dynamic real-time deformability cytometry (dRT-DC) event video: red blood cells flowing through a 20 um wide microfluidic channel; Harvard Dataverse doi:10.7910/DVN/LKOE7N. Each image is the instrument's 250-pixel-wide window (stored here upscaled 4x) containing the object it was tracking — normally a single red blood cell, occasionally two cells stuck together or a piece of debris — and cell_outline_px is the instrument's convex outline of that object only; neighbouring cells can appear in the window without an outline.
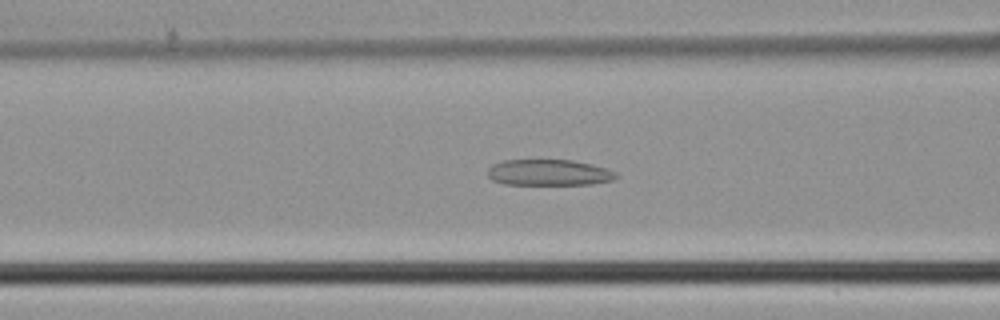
{"species": "common noctule bat (a hibernating species)", "species_latin": "Nyctalus noctula", "temperature_condition": "cold", "stored_images_in_passage": 39, "camera_frame_rate_fps": 3000, "um_per_image_px": 0.085, "animal": {"sex": "male", "body_mass_g": 21.5, "forearm_length_mm": 52.0}, "frame": {"image": 1, "passage_image": 12, "time_ms": 3.667, "image_size_px": [1000, 320], "cell_outline_px": [[616, 176], [612, 180], [592, 184], [504, 184], [492, 180], [488, 176], [488, 168], [492, 164], [504, 160], [572, 160], [592, 164], [616, 172]], "centroid_in_image_um": [46.61, 14.66], "position_along_channel_um": 120.0, "area_um2": 19.36}}
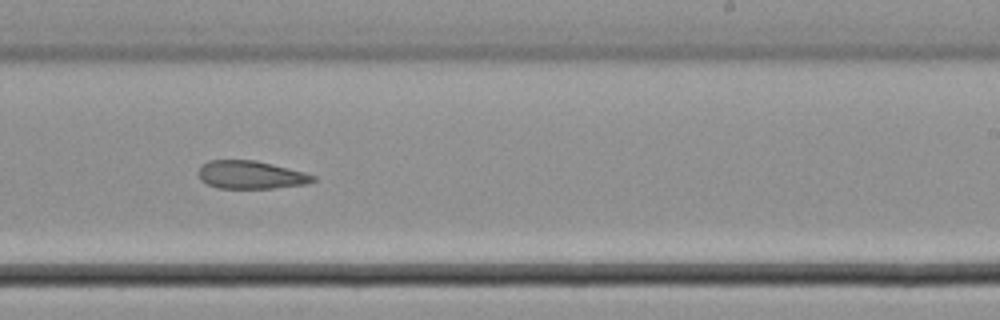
{"frame": {"image": 2, "passage_image": 22, "time_ms": 7.0, "image_size_px": [1000, 320], "cell_outline_px": [[316, 180], [308, 184], [272, 188], [216, 188], [200, 180], [196, 172], [200, 164], [208, 160], [256, 160], [304, 172], [316, 176]], "centroid_in_image_um": [21.27, 14.86], "position_along_channel_um": 267.7, "area_um2": 18.96}}
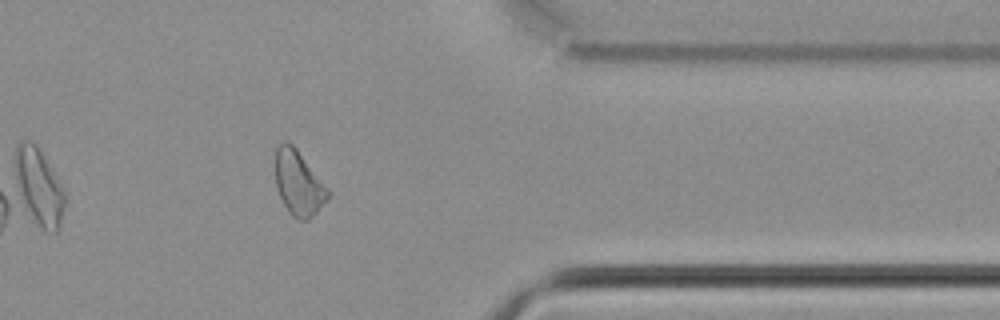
{"frame": {"image": 3, "passage_image": 31, "time_ms": 10.0, "image_size_px": [1000, 320], "cell_outline_px": [[332, 192], [316, 212], [308, 220], [300, 220], [292, 216], [288, 212], [276, 188], [276, 144], [284, 140], [288, 140], [296, 148]], "centroid_in_image_um": [25.37, 15.54], "position_along_channel_um": 386.0, "area_um2": 19.88}}